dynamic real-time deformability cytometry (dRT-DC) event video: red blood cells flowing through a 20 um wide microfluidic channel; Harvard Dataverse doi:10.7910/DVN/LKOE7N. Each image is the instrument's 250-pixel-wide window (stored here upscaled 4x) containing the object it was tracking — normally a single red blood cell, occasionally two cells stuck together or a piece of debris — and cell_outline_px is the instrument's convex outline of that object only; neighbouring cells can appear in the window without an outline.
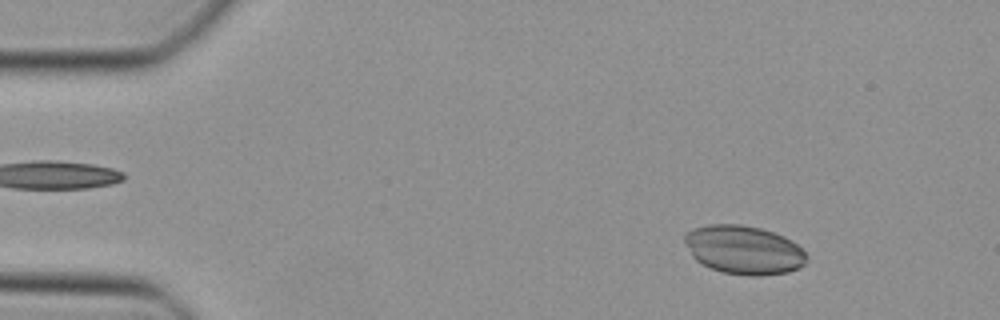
{"species": "Egyptian fruit bat (a non-hibernating species)", "species_latin": "Rousettus aegyptiacus", "temperature_condition": "cold", "stored_images_in_passage": 47, "camera_frame_rate_fps": 3000, "um_per_image_px": 0.085, "animal": {"sex": "female"}, "frame": {"image": 1, "passage_image": 6, "time_ms": 1.667, "image_size_px": [1000, 320], "cell_outline_px": [[808, 256], [804, 264], [788, 272], [756, 276], [752, 276], [724, 272], [712, 268], [696, 260], [692, 256], [684, 240], [684, 236], [692, 228], [708, 224], [740, 224], [760, 228], [784, 236], [792, 240]], "centroid_in_image_um": [63.22, 21.22], "position_along_channel_um": 21.8, "area_um2": 34.33}}
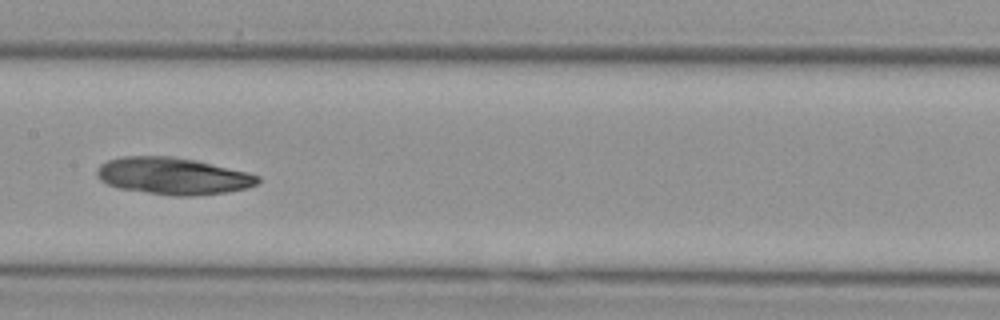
{"frame": {"image": 2, "passage_image": 24, "time_ms": 7.667, "image_size_px": [1000, 320], "cell_outline_px": [[260, 180], [256, 184], [244, 188], [228, 192], [192, 196], [176, 196], [120, 188], [108, 184], [100, 180], [96, 176], [96, 172], [100, 164], [108, 160], [124, 156], [172, 156], [196, 160], [248, 172], [260, 176]], "centroid_in_image_um": [14.7, 14.95], "position_along_channel_um": 192.7, "area_um2": 34.51}}
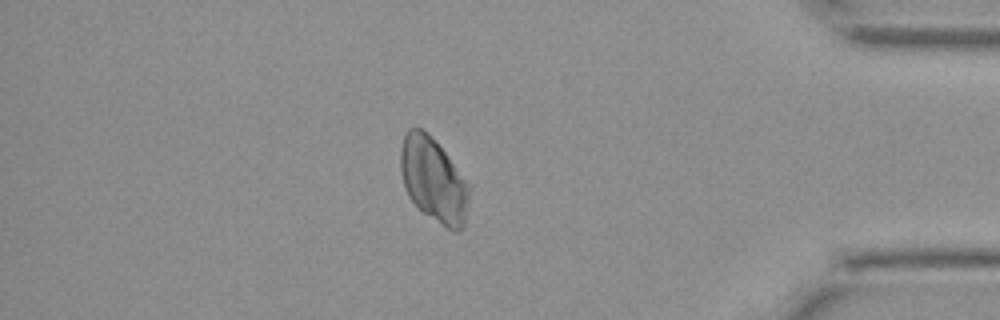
{"frame": {"image": 3, "passage_image": 41, "time_ms": 13.333, "image_size_px": [1000, 320], "cell_outline_px": [[472, 188], [464, 224], [460, 232], [452, 232], [424, 212], [408, 196], [404, 188], [400, 172], [400, 148], [404, 136], [408, 128], [424, 128], [432, 136]], "centroid_in_image_um": [36.85, 15.29], "position_along_channel_um": 398.3, "area_um2": 33.99}}